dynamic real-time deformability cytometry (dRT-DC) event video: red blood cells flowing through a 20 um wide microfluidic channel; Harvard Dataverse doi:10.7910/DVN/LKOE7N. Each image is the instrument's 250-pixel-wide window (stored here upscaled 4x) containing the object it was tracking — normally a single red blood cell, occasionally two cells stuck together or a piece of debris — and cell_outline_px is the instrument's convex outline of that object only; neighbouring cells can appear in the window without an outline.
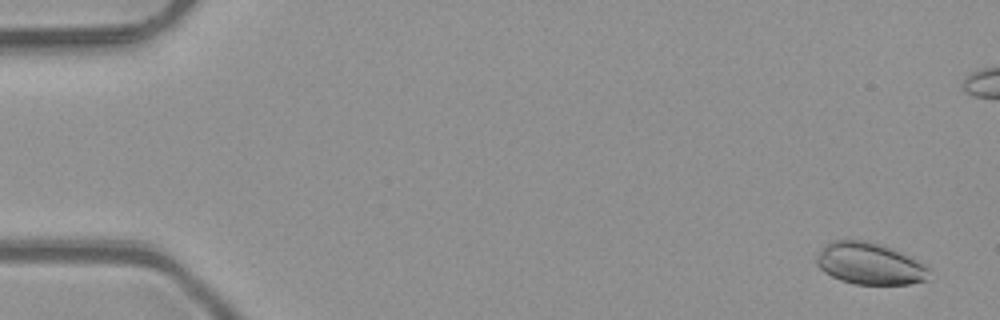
{"species": "common noctule bat (a hibernating species)", "species_latin": "Nyctalus noctula", "temperature_condition": "room temperature", "stored_images_in_passage": 52, "camera_frame_rate_fps": 3000, "um_per_image_px": 0.085, "animal": {"sex": "male", "body_mass_g": 23.1, "forearm_length_mm": 52.7}, "frame": {"image": 1, "passage_image": 2, "time_ms": 0.333, "image_size_px": [1000, 320], "cell_outline_px": [[932, 268], [924, 280], [908, 284], [856, 284], [840, 280], [824, 272], [816, 264], [816, 256], [832, 240], [864, 240], [880, 244], [892, 248]], "centroid_in_image_um": [73.91, 22.41], "position_along_channel_um": 11.1, "area_um2": 27.11}}
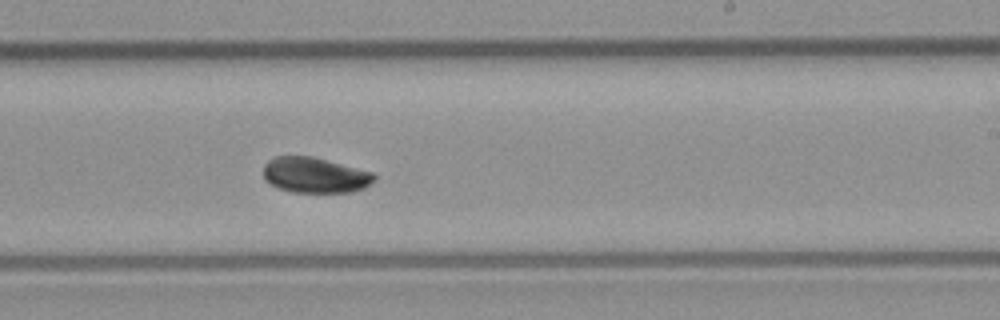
{"frame": {"image": 2, "passage_image": 31, "time_ms": 10.0, "image_size_px": [1000, 320], "cell_outline_px": [[376, 180], [364, 188], [352, 192], [292, 192], [276, 188], [268, 184], [264, 180], [264, 164], [272, 156], [312, 156], [372, 172], [376, 176]], "centroid_in_image_um": [26.73, 14.89], "position_along_channel_um": 262.3, "area_um2": 23.18}}
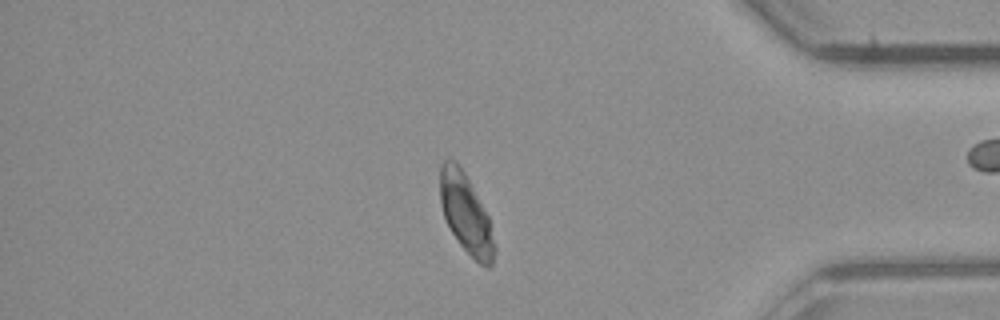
{"frame": {"image": 3, "passage_image": 43, "time_ms": 14.0, "image_size_px": [1000, 320], "cell_outline_px": [[496, 252], [492, 264], [488, 268], [480, 264], [460, 244], [452, 232], [444, 216], [440, 204], [440, 168], [444, 160], [452, 160], [464, 172], [488, 216], [496, 248]], "centroid_in_image_um": [39.61, 18.2], "position_along_channel_um": 395.6, "area_um2": 24.57}, "authors_computed_cell_mechanics": {"area_um2": 25.7499, "velocity_mm_per_s": 4.0788, "shape_relaxation_time_tau1_ms": 3.184, "shape_relaxation_time_tau2_ms": 7.3015, "deformation_change_tau1": 0.132, "deformation_change_tau2": 0.0661}}